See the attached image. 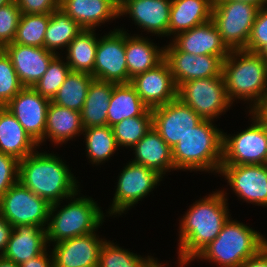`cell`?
I'll return each mask as SVG.
<instances>
[{"instance_id": "cell-1", "label": "cell", "mask_w": 267, "mask_h": 267, "mask_svg": "<svg viewBox=\"0 0 267 267\" xmlns=\"http://www.w3.org/2000/svg\"><path fill=\"white\" fill-rule=\"evenodd\" d=\"M227 193L217 190L196 201L181 218L178 263L185 267L220 233L230 218Z\"/></svg>"}, {"instance_id": "cell-2", "label": "cell", "mask_w": 267, "mask_h": 267, "mask_svg": "<svg viewBox=\"0 0 267 267\" xmlns=\"http://www.w3.org/2000/svg\"><path fill=\"white\" fill-rule=\"evenodd\" d=\"M71 173L60 157L35 151L19 161L18 181L53 204L80 193L78 181Z\"/></svg>"}, {"instance_id": "cell-3", "label": "cell", "mask_w": 267, "mask_h": 267, "mask_svg": "<svg viewBox=\"0 0 267 267\" xmlns=\"http://www.w3.org/2000/svg\"><path fill=\"white\" fill-rule=\"evenodd\" d=\"M222 75L229 101H249L251 111L267 93V54L230 50Z\"/></svg>"}, {"instance_id": "cell-4", "label": "cell", "mask_w": 267, "mask_h": 267, "mask_svg": "<svg viewBox=\"0 0 267 267\" xmlns=\"http://www.w3.org/2000/svg\"><path fill=\"white\" fill-rule=\"evenodd\" d=\"M213 120L203 119L172 148L175 170L215 171L222 164L223 131Z\"/></svg>"}, {"instance_id": "cell-5", "label": "cell", "mask_w": 267, "mask_h": 267, "mask_svg": "<svg viewBox=\"0 0 267 267\" xmlns=\"http://www.w3.org/2000/svg\"><path fill=\"white\" fill-rule=\"evenodd\" d=\"M266 245L267 239L260 232L229 218L219 235L195 259L209 260L219 267H240Z\"/></svg>"}, {"instance_id": "cell-6", "label": "cell", "mask_w": 267, "mask_h": 267, "mask_svg": "<svg viewBox=\"0 0 267 267\" xmlns=\"http://www.w3.org/2000/svg\"><path fill=\"white\" fill-rule=\"evenodd\" d=\"M77 195L78 192L72 195L69 198L70 203L62 208L59 206L62 202L51 204L46 228L47 244L51 242L56 244L66 239L93 233L104 222L103 210L101 211L97 202L91 197Z\"/></svg>"}, {"instance_id": "cell-7", "label": "cell", "mask_w": 267, "mask_h": 267, "mask_svg": "<svg viewBox=\"0 0 267 267\" xmlns=\"http://www.w3.org/2000/svg\"><path fill=\"white\" fill-rule=\"evenodd\" d=\"M259 7L232 0H214L211 20L229 50L245 49Z\"/></svg>"}, {"instance_id": "cell-8", "label": "cell", "mask_w": 267, "mask_h": 267, "mask_svg": "<svg viewBox=\"0 0 267 267\" xmlns=\"http://www.w3.org/2000/svg\"><path fill=\"white\" fill-rule=\"evenodd\" d=\"M177 98L202 119H217L232 105L223 76L185 81L177 87Z\"/></svg>"}, {"instance_id": "cell-9", "label": "cell", "mask_w": 267, "mask_h": 267, "mask_svg": "<svg viewBox=\"0 0 267 267\" xmlns=\"http://www.w3.org/2000/svg\"><path fill=\"white\" fill-rule=\"evenodd\" d=\"M51 204L19 181L0 197V214L12 226L36 225L46 229Z\"/></svg>"}, {"instance_id": "cell-10", "label": "cell", "mask_w": 267, "mask_h": 267, "mask_svg": "<svg viewBox=\"0 0 267 267\" xmlns=\"http://www.w3.org/2000/svg\"><path fill=\"white\" fill-rule=\"evenodd\" d=\"M249 114L254 120L249 128L234 136L223 133L221 165L267 164V126Z\"/></svg>"}, {"instance_id": "cell-11", "label": "cell", "mask_w": 267, "mask_h": 267, "mask_svg": "<svg viewBox=\"0 0 267 267\" xmlns=\"http://www.w3.org/2000/svg\"><path fill=\"white\" fill-rule=\"evenodd\" d=\"M123 168L118 176L116 191L108 211L110 216L121 215L138 201H142L163 178L156 171L132 161Z\"/></svg>"}, {"instance_id": "cell-12", "label": "cell", "mask_w": 267, "mask_h": 267, "mask_svg": "<svg viewBox=\"0 0 267 267\" xmlns=\"http://www.w3.org/2000/svg\"><path fill=\"white\" fill-rule=\"evenodd\" d=\"M114 29L109 34L98 38L94 79L115 84L128 83V71L125 52V30Z\"/></svg>"}, {"instance_id": "cell-13", "label": "cell", "mask_w": 267, "mask_h": 267, "mask_svg": "<svg viewBox=\"0 0 267 267\" xmlns=\"http://www.w3.org/2000/svg\"><path fill=\"white\" fill-rule=\"evenodd\" d=\"M151 111L152 127L159 132L171 149L203 120L178 98Z\"/></svg>"}, {"instance_id": "cell-14", "label": "cell", "mask_w": 267, "mask_h": 267, "mask_svg": "<svg viewBox=\"0 0 267 267\" xmlns=\"http://www.w3.org/2000/svg\"><path fill=\"white\" fill-rule=\"evenodd\" d=\"M169 43L164 47L165 60L169 64L176 87L185 81L223 76L224 60L221 57L189 54Z\"/></svg>"}, {"instance_id": "cell-15", "label": "cell", "mask_w": 267, "mask_h": 267, "mask_svg": "<svg viewBox=\"0 0 267 267\" xmlns=\"http://www.w3.org/2000/svg\"><path fill=\"white\" fill-rule=\"evenodd\" d=\"M219 174L228 180L237 197L267 207V164L221 165Z\"/></svg>"}, {"instance_id": "cell-16", "label": "cell", "mask_w": 267, "mask_h": 267, "mask_svg": "<svg viewBox=\"0 0 267 267\" xmlns=\"http://www.w3.org/2000/svg\"><path fill=\"white\" fill-rule=\"evenodd\" d=\"M50 99L41 96L33 87H23L4 107L23 126L39 145L44 142L46 114Z\"/></svg>"}, {"instance_id": "cell-17", "label": "cell", "mask_w": 267, "mask_h": 267, "mask_svg": "<svg viewBox=\"0 0 267 267\" xmlns=\"http://www.w3.org/2000/svg\"><path fill=\"white\" fill-rule=\"evenodd\" d=\"M130 84L149 109L165 105L177 98V87L165 59L154 68L135 75Z\"/></svg>"}, {"instance_id": "cell-18", "label": "cell", "mask_w": 267, "mask_h": 267, "mask_svg": "<svg viewBox=\"0 0 267 267\" xmlns=\"http://www.w3.org/2000/svg\"><path fill=\"white\" fill-rule=\"evenodd\" d=\"M96 232L60 241L51 251L54 267H98L102 243Z\"/></svg>"}, {"instance_id": "cell-19", "label": "cell", "mask_w": 267, "mask_h": 267, "mask_svg": "<svg viewBox=\"0 0 267 267\" xmlns=\"http://www.w3.org/2000/svg\"><path fill=\"white\" fill-rule=\"evenodd\" d=\"M172 0H124L119 16L129 14L135 25L155 35L169 36Z\"/></svg>"}, {"instance_id": "cell-20", "label": "cell", "mask_w": 267, "mask_h": 267, "mask_svg": "<svg viewBox=\"0 0 267 267\" xmlns=\"http://www.w3.org/2000/svg\"><path fill=\"white\" fill-rule=\"evenodd\" d=\"M3 50L10 57L16 74L24 87H33L46 72L51 60L57 55L44 47L25 46L16 43Z\"/></svg>"}, {"instance_id": "cell-21", "label": "cell", "mask_w": 267, "mask_h": 267, "mask_svg": "<svg viewBox=\"0 0 267 267\" xmlns=\"http://www.w3.org/2000/svg\"><path fill=\"white\" fill-rule=\"evenodd\" d=\"M172 41L180 51L193 55H212L225 60L230 52L212 20L177 34Z\"/></svg>"}, {"instance_id": "cell-22", "label": "cell", "mask_w": 267, "mask_h": 267, "mask_svg": "<svg viewBox=\"0 0 267 267\" xmlns=\"http://www.w3.org/2000/svg\"><path fill=\"white\" fill-rule=\"evenodd\" d=\"M117 0H60L59 9L83 29H95L102 23L119 18Z\"/></svg>"}, {"instance_id": "cell-23", "label": "cell", "mask_w": 267, "mask_h": 267, "mask_svg": "<svg viewBox=\"0 0 267 267\" xmlns=\"http://www.w3.org/2000/svg\"><path fill=\"white\" fill-rule=\"evenodd\" d=\"M47 247L46 229L36 225H18L13 227L2 255L20 265L42 254Z\"/></svg>"}, {"instance_id": "cell-24", "label": "cell", "mask_w": 267, "mask_h": 267, "mask_svg": "<svg viewBox=\"0 0 267 267\" xmlns=\"http://www.w3.org/2000/svg\"><path fill=\"white\" fill-rule=\"evenodd\" d=\"M132 148L135 151V158L132 162L146 166L162 177L171 169L172 171L175 170L172 149L154 127H151L146 135Z\"/></svg>"}, {"instance_id": "cell-25", "label": "cell", "mask_w": 267, "mask_h": 267, "mask_svg": "<svg viewBox=\"0 0 267 267\" xmlns=\"http://www.w3.org/2000/svg\"><path fill=\"white\" fill-rule=\"evenodd\" d=\"M40 147L24 130L15 116L6 108L0 107V152L11 155L19 161Z\"/></svg>"}, {"instance_id": "cell-26", "label": "cell", "mask_w": 267, "mask_h": 267, "mask_svg": "<svg viewBox=\"0 0 267 267\" xmlns=\"http://www.w3.org/2000/svg\"><path fill=\"white\" fill-rule=\"evenodd\" d=\"M125 31V52L128 83L135 75L148 71L165 59V48L158 47L148 38L130 36Z\"/></svg>"}, {"instance_id": "cell-27", "label": "cell", "mask_w": 267, "mask_h": 267, "mask_svg": "<svg viewBox=\"0 0 267 267\" xmlns=\"http://www.w3.org/2000/svg\"><path fill=\"white\" fill-rule=\"evenodd\" d=\"M214 0H172L169 37L211 20Z\"/></svg>"}, {"instance_id": "cell-28", "label": "cell", "mask_w": 267, "mask_h": 267, "mask_svg": "<svg viewBox=\"0 0 267 267\" xmlns=\"http://www.w3.org/2000/svg\"><path fill=\"white\" fill-rule=\"evenodd\" d=\"M84 127L82 125L81 113L49 103L46 114V125L44 131L45 139L50 138L55 144H62L73 139V137L83 134Z\"/></svg>"}, {"instance_id": "cell-29", "label": "cell", "mask_w": 267, "mask_h": 267, "mask_svg": "<svg viewBox=\"0 0 267 267\" xmlns=\"http://www.w3.org/2000/svg\"><path fill=\"white\" fill-rule=\"evenodd\" d=\"M115 83L93 79L89 85L81 120L84 128L106 126L107 111Z\"/></svg>"}, {"instance_id": "cell-30", "label": "cell", "mask_w": 267, "mask_h": 267, "mask_svg": "<svg viewBox=\"0 0 267 267\" xmlns=\"http://www.w3.org/2000/svg\"><path fill=\"white\" fill-rule=\"evenodd\" d=\"M148 107L130 84H115L107 111V125L112 127L126 118L141 116Z\"/></svg>"}, {"instance_id": "cell-31", "label": "cell", "mask_w": 267, "mask_h": 267, "mask_svg": "<svg viewBox=\"0 0 267 267\" xmlns=\"http://www.w3.org/2000/svg\"><path fill=\"white\" fill-rule=\"evenodd\" d=\"M96 29H83L68 45L66 62L73 72H84L93 76L98 37Z\"/></svg>"}, {"instance_id": "cell-32", "label": "cell", "mask_w": 267, "mask_h": 267, "mask_svg": "<svg viewBox=\"0 0 267 267\" xmlns=\"http://www.w3.org/2000/svg\"><path fill=\"white\" fill-rule=\"evenodd\" d=\"M82 30L83 28L77 22L58 9L50 14L44 36V48L58 55L56 50L64 49V47L67 49Z\"/></svg>"}, {"instance_id": "cell-33", "label": "cell", "mask_w": 267, "mask_h": 267, "mask_svg": "<svg viewBox=\"0 0 267 267\" xmlns=\"http://www.w3.org/2000/svg\"><path fill=\"white\" fill-rule=\"evenodd\" d=\"M93 79L91 74L70 71L51 102L81 112Z\"/></svg>"}, {"instance_id": "cell-34", "label": "cell", "mask_w": 267, "mask_h": 267, "mask_svg": "<svg viewBox=\"0 0 267 267\" xmlns=\"http://www.w3.org/2000/svg\"><path fill=\"white\" fill-rule=\"evenodd\" d=\"M83 133L86 156L92 164L105 163L118 149L112 127L108 125L84 128Z\"/></svg>"}, {"instance_id": "cell-35", "label": "cell", "mask_w": 267, "mask_h": 267, "mask_svg": "<svg viewBox=\"0 0 267 267\" xmlns=\"http://www.w3.org/2000/svg\"><path fill=\"white\" fill-rule=\"evenodd\" d=\"M152 127V111L147 109L141 116L126 118L112 126L117 146L134 147Z\"/></svg>"}, {"instance_id": "cell-36", "label": "cell", "mask_w": 267, "mask_h": 267, "mask_svg": "<svg viewBox=\"0 0 267 267\" xmlns=\"http://www.w3.org/2000/svg\"><path fill=\"white\" fill-rule=\"evenodd\" d=\"M142 257L105 240L100 248L98 267H149L155 260L149 255Z\"/></svg>"}, {"instance_id": "cell-37", "label": "cell", "mask_w": 267, "mask_h": 267, "mask_svg": "<svg viewBox=\"0 0 267 267\" xmlns=\"http://www.w3.org/2000/svg\"><path fill=\"white\" fill-rule=\"evenodd\" d=\"M49 19L50 14H21L12 43L44 47V36Z\"/></svg>"}, {"instance_id": "cell-38", "label": "cell", "mask_w": 267, "mask_h": 267, "mask_svg": "<svg viewBox=\"0 0 267 267\" xmlns=\"http://www.w3.org/2000/svg\"><path fill=\"white\" fill-rule=\"evenodd\" d=\"M59 55H56L51 60L46 72L33 86L41 96L50 100L56 95L58 89L64 83L66 76L71 71L67 62H64Z\"/></svg>"}, {"instance_id": "cell-39", "label": "cell", "mask_w": 267, "mask_h": 267, "mask_svg": "<svg viewBox=\"0 0 267 267\" xmlns=\"http://www.w3.org/2000/svg\"><path fill=\"white\" fill-rule=\"evenodd\" d=\"M23 87L10 57L0 49V107H4Z\"/></svg>"}, {"instance_id": "cell-40", "label": "cell", "mask_w": 267, "mask_h": 267, "mask_svg": "<svg viewBox=\"0 0 267 267\" xmlns=\"http://www.w3.org/2000/svg\"><path fill=\"white\" fill-rule=\"evenodd\" d=\"M21 14L14 0L0 7V49L14 41Z\"/></svg>"}, {"instance_id": "cell-41", "label": "cell", "mask_w": 267, "mask_h": 267, "mask_svg": "<svg viewBox=\"0 0 267 267\" xmlns=\"http://www.w3.org/2000/svg\"><path fill=\"white\" fill-rule=\"evenodd\" d=\"M244 50L267 54V5L259 8Z\"/></svg>"}, {"instance_id": "cell-42", "label": "cell", "mask_w": 267, "mask_h": 267, "mask_svg": "<svg viewBox=\"0 0 267 267\" xmlns=\"http://www.w3.org/2000/svg\"><path fill=\"white\" fill-rule=\"evenodd\" d=\"M19 160L0 152V197L18 182Z\"/></svg>"}, {"instance_id": "cell-43", "label": "cell", "mask_w": 267, "mask_h": 267, "mask_svg": "<svg viewBox=\"0 0 267 267\" xmlns=\"http://www.w3.org/2000/svg\"><path fill=\"white\" fill-rule=\"evenodd\" d=\"M22 14H51L59 9L60 0H14Z\"/></svg>"}, {"instance_id": "cell-44", "label": "cell", "mask_w": 267, "mask_h": 267, "mask_svg": "<svg viewBox=\"0 0 267 267\" xmlns=\"http://www.w3.org/2000/svg\"><path fill=\"white\" fill-rule=\"evenodd\" d=\"M47 253L46 249L42 254L20 264L19 267H54L52 253L51 255Z\"/></svg>"}, {"instance_id": "cell-45", "label": "cell", "mask_w": 267, "mask_h": 267, "mask_svg": "<svg viewBox=\"0 0 267 267\" xmlns=\"http://www.w3.org/2000/svg\"><path fill=\"white\" fill-rule=\"evenodd\" d=\"M240 267H267V245L256 255L248 258Z\"/></svg>"}, {"instance_id": "cell-46", "label": "cell", "mask_w": 267, "mask_h": 267, "mask_svg": "<svg viewBox=\"0 0 267 267\" xmlns=\"http://www.w3.org/2000/svg\"><path fill=\"white\" fill-rule=\"evenodd\" d=\"M13 227L0 214V255L6 250Z\"/></svg>"}, {"instance_id": "cell-47", "label": "cell", "mask_w": 267, "mask_h": 267, "mask_svg": "<svg viewBox=\"0 0 267 267\" xmlns=\"http://www.w3.org/2000/svg\"><path fill=\"white\" fill-rule=\"evenodd\" d=\"M250 112L267 126V93Z\"/></svg>"}, {"instance_id": "cell-48", "label": "cell", "mask_w": 267, "mask_h": 267, "mask_svg": "<svg viewBox=\"0 0 267 267\" xmlns=\"http://www.w3.org/2000/svg\"><path fill=\"white\" fill-rule=\"evenodd\" d=\"M0 267H19V264L0 255Z\"/></svg>"}, {"instance_id": "cell-49", "label": "cell", "mask_w": 267, "mask_h": 267, "mask_svg": "<svg viewBox=\"0 0 267 267\" xmlns=\"http://www.w3.org/2000/svg\"><path fill=\"white\" fill-rule=\"evenodd\" d=\"M232 1L254 4L257 5L259 8L263 7L264 5H267V0H232Z\"/></svg>"}, {"instance_id": "cell-50", "label": "cell", "mask_w": 267, "mask_h": 267, "mask_svg": "<svg viewBox=\"0 0 267 267\" xmlns=\"http://www.w3.org/2000/svg\"><path fill=\"white\" fill-rule=\"evenodd\" d=\"M156 259L157 258H155V260L150 264L149 267H165L163 264L158 263V261Z\"/></svg>"}, {"instance_id": "cell-51", "label": "cell", "mask_w": 267, "mask_h": 267, "mask_svg": "<svg viewBox=\"0 0 267 267\" xmlns=\"http://www.w3.org/2000/svg\"><path fill=\"white\" fill-rule=\"evenodd\" d=\"M11 1L12 0H0V7L9 4Z\"/></svg>"}, {"instance_id": "cell-52", "label": "cell", "mask_w": 267, "mask_h": 267, "mask_svg": "<svg viewBox=\"0 0 267 267\" xmlns=\"http://www.w3.org/2000/svg\"><path fill=\"white\" fill-rule=\"evenodd\" d=\"M124 0H117V3L120 5L121 2H123Z\"/></svg>"}]
</instances>
